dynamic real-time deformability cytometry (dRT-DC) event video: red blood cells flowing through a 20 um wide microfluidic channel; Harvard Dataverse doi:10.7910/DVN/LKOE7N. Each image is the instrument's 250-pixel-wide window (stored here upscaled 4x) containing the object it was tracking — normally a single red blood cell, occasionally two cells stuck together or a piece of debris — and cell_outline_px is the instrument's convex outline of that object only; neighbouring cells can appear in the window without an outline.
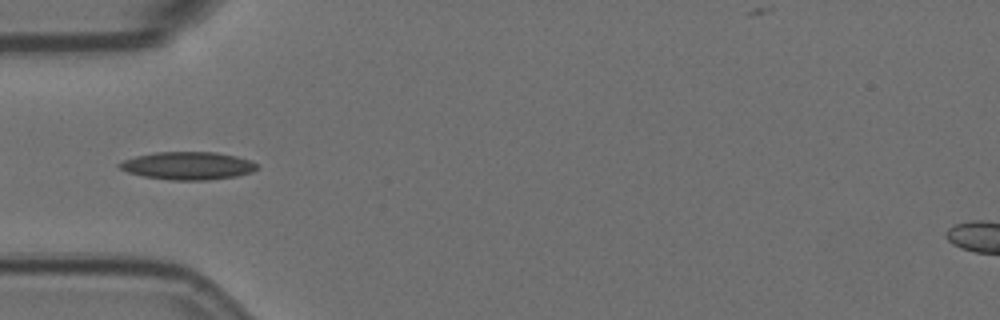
{"species": "Egyptian fruit bat (a non-hibernating species)", "species_latin": "Rousettus aegyptiacus", "temperature_condition": "room temperature", "stored_images_in_passage": 7, "camera_frame_rate_fps": 3000, "um_per_image_px": 0.085, "animal": {"sex": "female"}, "frame": {"image": 1, "passage_image": 6, "time_ms": 1.667, "image_size_px": [1000, 320], "cell_outline_px": [[256, 168], [252, 172], [236, 176], [208, 180], [172, 180], [144, 176], [128, 172], [120, 168], [116, 164], [124, 160], [136, 156], [156, 152], [216, 152], [236, 156], [252, 160], [256, 164]], "centroid_in_image_um": [15.97, 14.08], "position_along_channel_um": 69.0, "area_um2": 22.2}}